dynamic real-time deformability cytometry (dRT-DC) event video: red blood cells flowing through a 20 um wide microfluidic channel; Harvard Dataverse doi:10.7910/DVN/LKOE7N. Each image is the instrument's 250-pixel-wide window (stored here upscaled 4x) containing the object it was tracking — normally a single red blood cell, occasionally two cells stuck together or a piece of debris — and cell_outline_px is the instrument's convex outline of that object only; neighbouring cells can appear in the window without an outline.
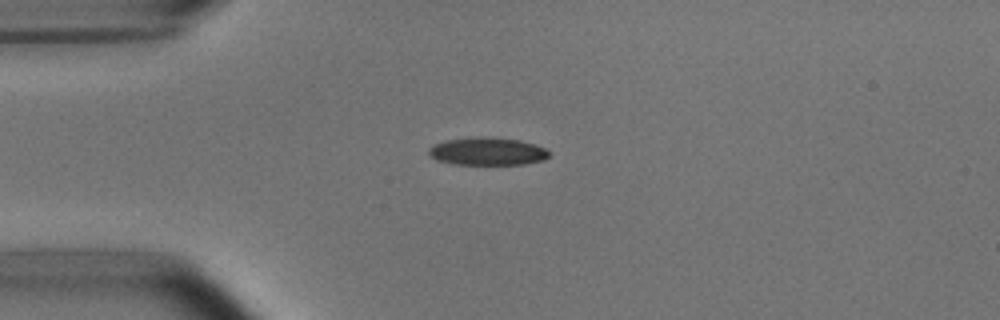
{"species": "common noctule bat (a hibernating species)", "species_latin": "Nyctalus noctula", "temperature_condition": "room temperature", "stored_images_in_passage": 6, "camera_frame_rate_fps": 3000, "um_per_image_px": 0.085, "animal": {"sex": "male", "body_mass_g": 15.6}, "frame": {"image": 1, "passage_image": 1, "time_ms": 0.0, "image_size_px": [1000, 320], "cell_outline_px": [[548, 156], [544, 160], [524, 164], [452, 164], [436, 160], [428, 152], [428, 148], [444, 140], [476, 136], [520, 140], [544, 148], [548, 152]], "centroid_in_image_um": [41.39, 12.87], "position_along_channel_um": 43.6, "area_um2": 19.31}}
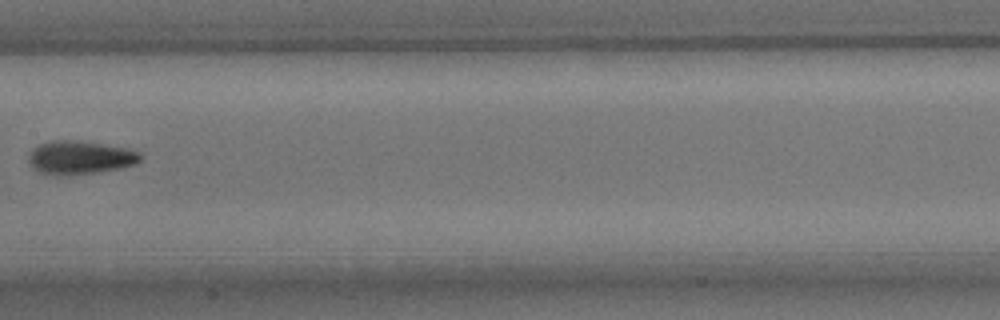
{"frame": {"image": 2, "passage_image": 5, "time_ms": 4.667, "image_size_px": [1000, 320], "cell_outline_px": [[144, 156], [136, 164], [120, 168], [96, 172], [68, 176], [52, 176], [40, 172], [32, 168], [28, 160], [28, 156], [32, 148], [40, 144], [52, 140], [72, 140], [128, 148], [140, 152]], "centroid_in_image_um": [6.78, 13.41], "position_along_channel_um": 200.6, "area_um2": 22.02}}
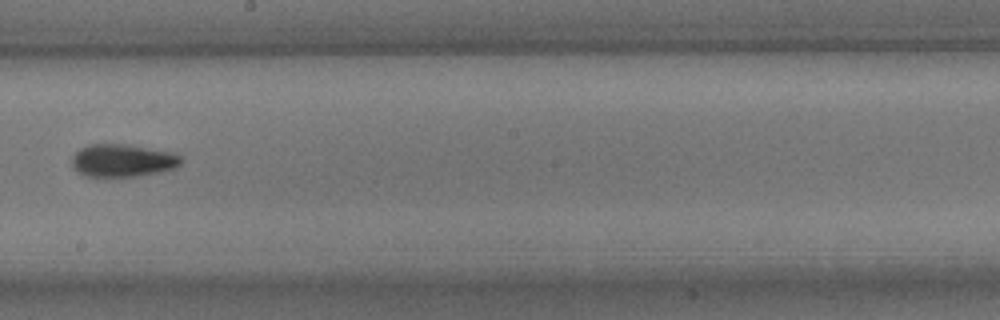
{"frame": {"image": 3, "passage_image": 6, "time_ms": 5.667, "image_size_px": [1000, 320], "cell_outline_px": [[184, 160], [176, 168], [136, 176], [84, 176], [76, 172], [72, 168], [72, 156], [80, 148], [88, 144], [124, 144], [168, 152], [180, 156]], "centroid_in_image_um": [10.36, 13.65], "position_along_channel_um": 237.8, "area_um2": 20.63}}